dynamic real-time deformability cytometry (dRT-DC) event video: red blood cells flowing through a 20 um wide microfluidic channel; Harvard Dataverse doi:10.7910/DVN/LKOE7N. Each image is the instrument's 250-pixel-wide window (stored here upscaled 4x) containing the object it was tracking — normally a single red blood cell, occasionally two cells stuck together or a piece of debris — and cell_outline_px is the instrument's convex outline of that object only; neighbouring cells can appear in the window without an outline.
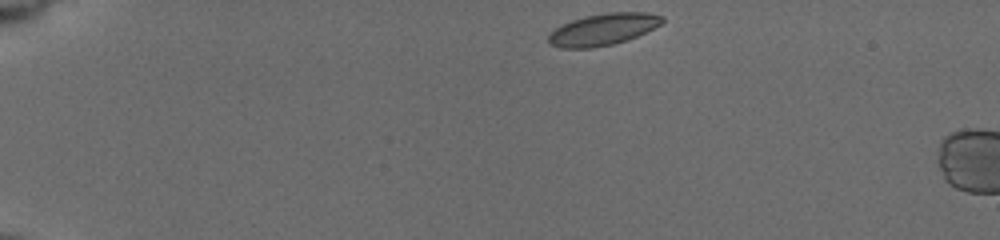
{"species": "common noctule bat (a hibernating species)", "species_latin": "Nyctalus noctula", "temperature_condition": "cold", "stored_images_in_passage": 4, "camera_frame_rate_fps": 3000, "um_per_image_px": 0.085, "animal": {"sex": "female", "body_mass_g": 19.5, "forearm_length_mm": 54.1}, "frame": {"image": 1, "passage_image": 1, "time_ms": 0.0, "image_size_px": [1000, 240], "cell_outline_px": [[664, 20], [660, 24], [628, 40], [612, 44], [592, 48], [560, 48], [548, 44], [548, 36], [556, 28], [572, 20], [584, 16], [608, 12], [648, 12], [664, 16]], "centroid_in_image_um": [51.25, 2.5], "position_along_channel_um": 33.7, "area_um2": 20.92}}